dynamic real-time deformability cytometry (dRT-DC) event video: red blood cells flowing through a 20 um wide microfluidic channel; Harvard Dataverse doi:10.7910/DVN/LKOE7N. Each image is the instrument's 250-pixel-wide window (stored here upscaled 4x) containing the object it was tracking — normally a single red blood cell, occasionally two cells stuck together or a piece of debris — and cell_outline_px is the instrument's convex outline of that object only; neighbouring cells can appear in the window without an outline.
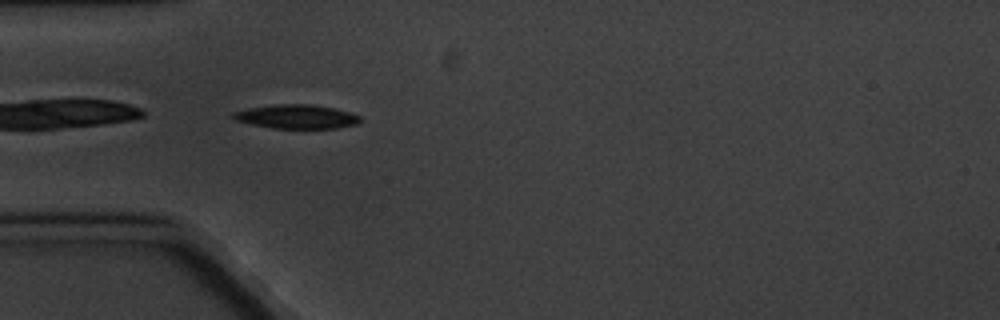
{"species": "common noctule bat (a hibernating species)", "species_latin": "Nyctalus noctula", "temperature_condition": "cold", "stored_images_in_passage": 4, "camera_frame_rate_fps": 3000, "um_per_image_px": 0.085, "animal": {"sex": "male", "body_mass_g": 20.1, "forearm_length_mm": 53.5}, "frame": {"image": 1, "passage_image": 2, "time_ms": 1.333, "image_size_px": [1000, 320], "cell_outline_px": [[360, 120], [356, 124], [336, 128], [272, 128], [252, 124], [236, 120], [228, 116], [232, 112], [248, 108], [272, 104], [308, 104], [336, 108], [360, 116]], "centroid_in_image_um": [25.15, 9.9], "position_along_channel_um": 59.9, "area_um2": 17.74}}